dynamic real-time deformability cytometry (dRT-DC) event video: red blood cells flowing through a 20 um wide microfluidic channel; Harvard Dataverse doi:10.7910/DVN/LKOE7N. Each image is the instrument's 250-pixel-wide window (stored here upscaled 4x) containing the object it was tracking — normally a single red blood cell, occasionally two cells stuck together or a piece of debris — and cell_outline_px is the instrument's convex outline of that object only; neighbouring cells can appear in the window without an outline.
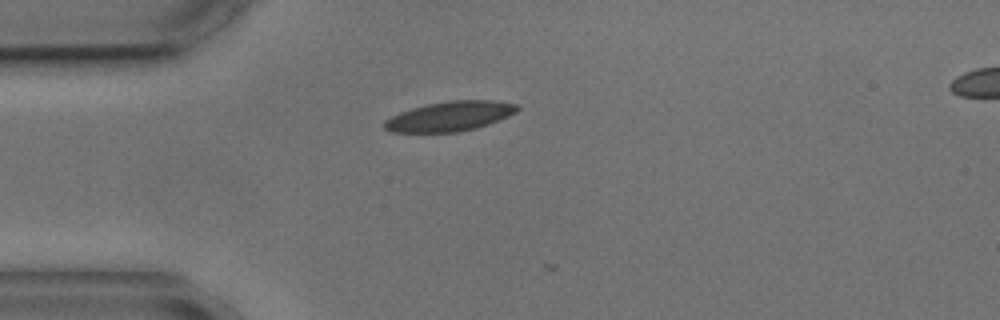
{"species": "common noctule bat (a hibernating species)", "species_latin": "Nyctalus noctula", "temperature_condition": "cold", "stored_images_in_passage": 3, "camera_frame_rate_fps": 3000, "um_per_image_px": 0.085, "animal": {"sex": "male", "body_mass_g": 17.9, "forearm_length_mm": 54.2}, "frame": {"image": 1, "passage_image": 1, "time_ms": 0.0, "image_size_px": [1000, 320], "cell_outline_px": [[520, 108], [516, 112], [508, 116], [488, 124], [476, 128], [456, 132], [392, 132], [384, 128], [384, 120], [400, 112], [412, 108], [428, 104], [448, 100], [492, 100], [516, 104]], "centroid_in_image_um": [38.23, 9.88], "position_along_channel_um": 46.8, "area_um2": 22.89}}